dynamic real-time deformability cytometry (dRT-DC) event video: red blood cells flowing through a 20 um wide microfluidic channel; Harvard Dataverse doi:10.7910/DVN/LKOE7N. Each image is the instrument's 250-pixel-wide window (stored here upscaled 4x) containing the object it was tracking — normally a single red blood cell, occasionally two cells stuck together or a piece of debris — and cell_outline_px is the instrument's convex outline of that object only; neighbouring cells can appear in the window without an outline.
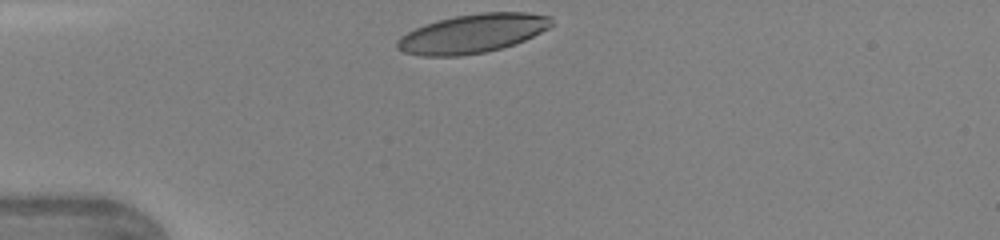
{"species": "human", "species_latin": "Homo sapiens", "temperature_condition": "warm", "stored_images_in_passage": 26, "camera_frame_rate_fps": 3000, "um_per_image_px": 0.085, "donor": {"sex": "female"}, "frame": {"image": 1, "passage_image": 1, "time_ms": 0.0, "image_size_px": [1000, 240], "cell_outline_px": [[552, 24], [548, 28], [516, 44], [484, 52], [460, 56], [420, 56], [404, 52], [396, 48], [396, 40], [400, 36], [424, 24], [456, 16], [480, 12], [528, 12], [552, 16]], "centroid_in_image_um": [40.16, 2.85], "position_along_channel_um": 44.8, "area_um2": 34.91}}
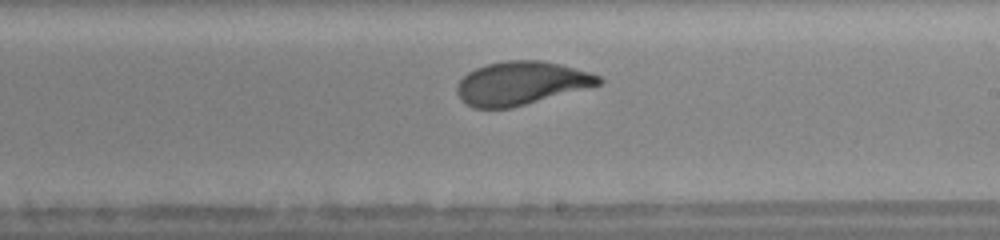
{"frame": {"image": 2, "passage_image": 16, "time_ms": 5.0, "image_size_px": [1000, 240], "cell_outline_px": [[604, 80], [600, 84], [512, 108], [472, 108], [464, 104], [460, 100], [456, 92], [456, 84], [468, 72], [476, 68], [488, 64], [508, 60], [540, 60], [560, 64], [592, 72], [600, 76]], "centroid_in_image_um": [44.26, 7.08], "position_along_channel_um": 244.7, "area_um2": 35.89}}
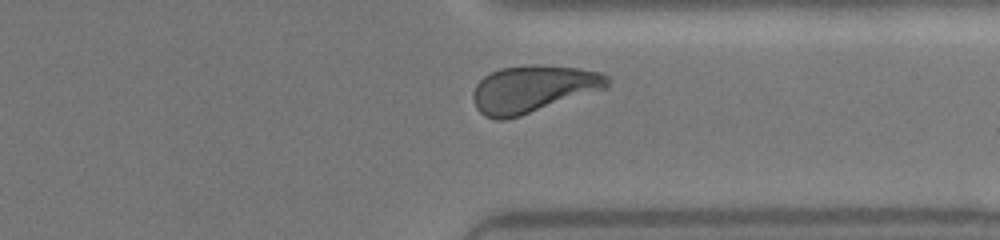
{"frame": {"image": 3, "passage_image": 24, "time_ms": 7.667, "image_size_px": [1000, 240], "cell_outline_px": [[612, 80], [608, 88], [520, 116], [504, 120], [496, 120], [484, 116], [476, 108], [472, 96], [476, 84], [484, 76], [500, 68], [532, 64], [536, 64], [576, 68], [600, 72], [612, 76]], "centroid_in_image_um": [45.34, 7.56], "position_along_channel_um": 366.1, "area_um2": 37.22}}